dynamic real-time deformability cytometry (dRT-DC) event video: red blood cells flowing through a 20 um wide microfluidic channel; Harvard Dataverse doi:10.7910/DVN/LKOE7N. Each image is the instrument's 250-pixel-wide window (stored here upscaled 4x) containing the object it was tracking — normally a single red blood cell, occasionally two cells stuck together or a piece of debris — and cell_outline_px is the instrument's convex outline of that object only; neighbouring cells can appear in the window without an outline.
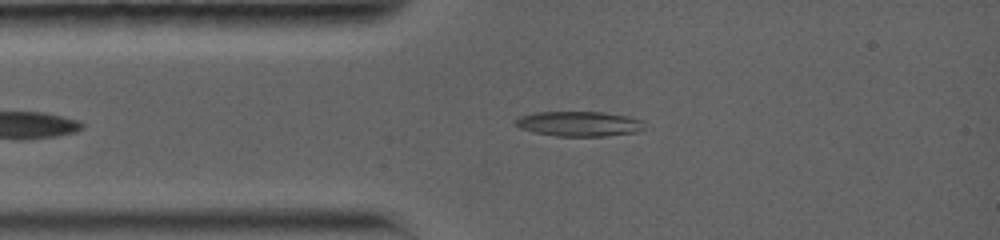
{"species": "common noctule bat (a hibernating species)", "species_latin": "Nyctalus noctula", "temperature_condition": "warm", "stored_images_in_passage": 31, "camera_frame_rate_fps": 5000, "um_per_image_px": 0.085, "animal": {"sex": "female", "body_mass_g": 19.0, "forearm_length_mm": 56.7}, "frame": {"image": 1, "passage_image": 2, "time_ms": 0.4, "image_size_px": [1000, 240], "cell_outline_px": [[644, 128], [636, 132], [604, 136], [556, 136], [536, 132], [520, 128], [512, 124], [512, 120], [520, 116], [536, 112], [604, 112], [628, 116], [644, 120]], "centroid_in_image_um": [49.2, 10.51], "position_along_channel_um": 35.8, "area_um2": 18.9}}
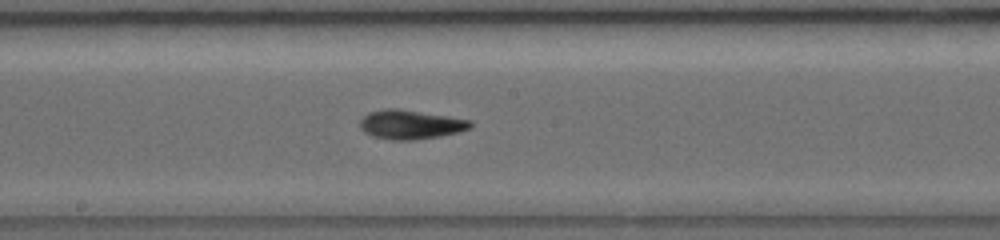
{"frame": {"image": 2, "passage_image": 11, "time_ms": 5.2, "image_size_px": [1000, 240], "cell_outline_px": [[472, 128], [460, 132], [440, 136], [412, 140], [392, 140], [372, 136], [364, 132], [360, 128], [360, 120], [368, 112], [384, 108], [396, 108], [448, 116], [472, 120]], "centroid_in_image_um": [34.9, 10.58], "position_along_channel_um": 213.3, "area_um2": 18.9}}
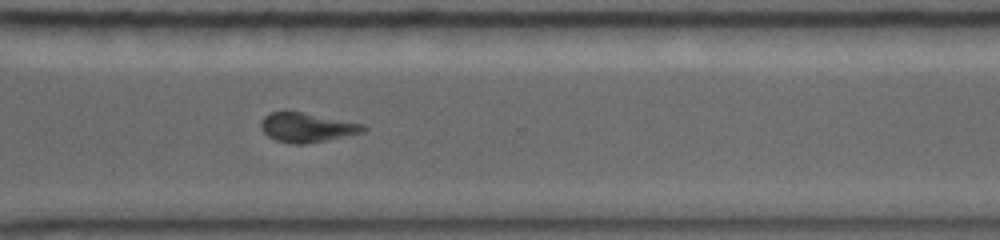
{"frame": {"image": 3, "passage_image": 19, "time_ms": 8.6, "image_size_px": [1000, 240], "cell_outline_px": [[368, 128], [364, 132], [348, 136], [304, 144], [292, 144], [276, 140], [268, 136], [260, 128], [260, 120], [264, 116], [272, 112], [284, 108], [364, 124]], "centroid_in_image_um": [26.05, 10.8], "position_along_channel_um": 344.5, "area_um2": 18.03}, "authors_computed_cell_mechanics": {"area_um2": 17.8602, "velocity_mm_per_s": 3.8559, "shape_relaxation_time_tau1_ms": 4.0149, "shape_relaxation_time_tau2_ms": 5.7997, "deformation_change_tau1": 0.1446, "deformation_change_tau2": 0.146}}